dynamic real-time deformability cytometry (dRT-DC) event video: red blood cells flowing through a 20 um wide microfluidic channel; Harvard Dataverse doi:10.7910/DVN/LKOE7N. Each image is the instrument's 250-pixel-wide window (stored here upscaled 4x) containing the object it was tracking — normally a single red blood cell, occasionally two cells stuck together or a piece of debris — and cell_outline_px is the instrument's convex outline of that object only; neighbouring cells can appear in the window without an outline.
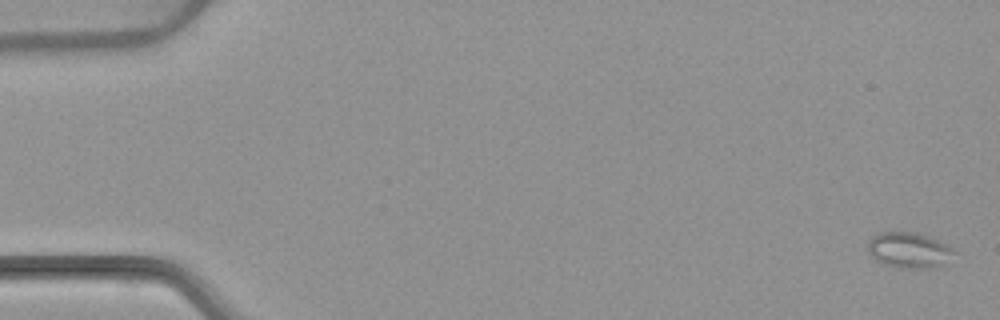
{"species": "common noctule bat (a hibernating species)", "species_latin": "Nyctalus noctula", "temperature_condition": "warm", "stored_images_in_passage": 6, "camera_frame_rate_fps": 3000, "um_per_image_px": 0.085, "animal": {"sex": "female", "body_mass_g": 22.7, "forearm_length_mm": 54.2}, "frame": {"image": 1, "passage_image": 1, "time_ms": 0.0, "image_size_px": [1000, 320], "cell_outline_px": [[956, 252], [940, 268], [900, 268], [876, 260], [868, 252], [868, 240], [872, 236], [880, 232], [916, 232], [928, 236], [948, 244]], "centroid_in_image_um": [77.29, 21.26], "position_along_channel_um": 7.7, "area_um2": 18.03}}
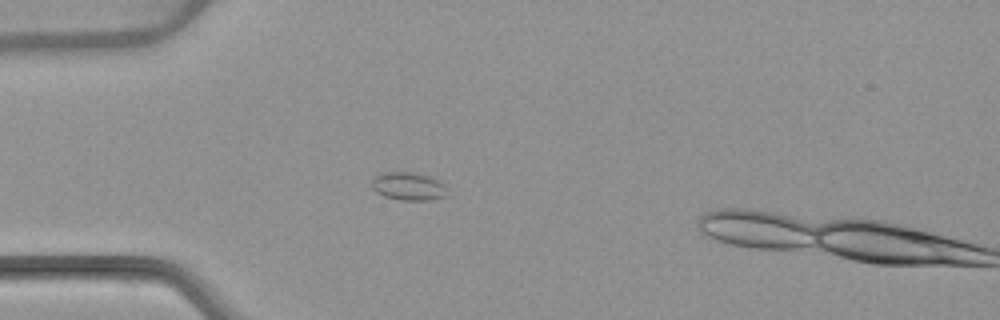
{"frame": {"image": 2, "passage_image": 5, "time_ms": 4.667, "image_size_px": [1000, 320], "cell_outline_px": [[448, 196], [428, 200], [400, 200], [384, 196], [376, 192], [372, 188], [372, 180], [380, 172], [412, 172], [428, 176], [444, 184]], "centroid_in_image_um": [34.7, 15.84], "position_along_channel_um": 50.3, "area_um2": 12.31}}